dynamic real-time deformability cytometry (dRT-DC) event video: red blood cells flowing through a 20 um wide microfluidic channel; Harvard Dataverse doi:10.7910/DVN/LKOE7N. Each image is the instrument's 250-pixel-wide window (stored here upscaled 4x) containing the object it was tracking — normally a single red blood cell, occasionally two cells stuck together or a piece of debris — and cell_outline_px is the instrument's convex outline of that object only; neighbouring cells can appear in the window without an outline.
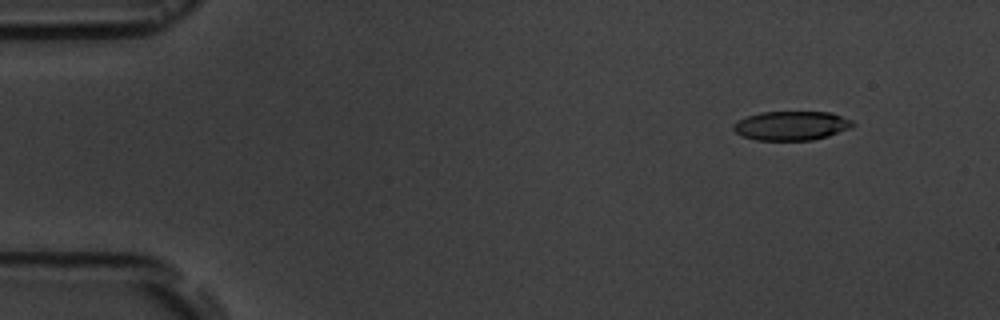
{"species": "common noctule bat (a hibernating species)", "species_latin": "Nyctalus noctula", "temperature_condition": "room temperature", "stored_images_in_passage": 5, "camera_frame_rate_fps": 3000, "um_per_image_px": 0.085, "animal": {"sex": "male", "body_mass_g": 19.5, "forearm_length_mm": 54.6}, "frame": {"image": 1, "passage_image": 2, "time_ms": 1.333, "image_size_px": [1000, 320], "cell_outline_px": [[856, 124], [852, 128], [828, 136], [812, 140], [756, 140], [744, 136], [736, 132], [732, 128], [732, 124], [736, 120], [760, 112], [832, 112], [852, 120]], "centroid_in_image_um": [67.29, 10.68], "position_along_channel_um": 17.7, "area_um2": 20.4}}
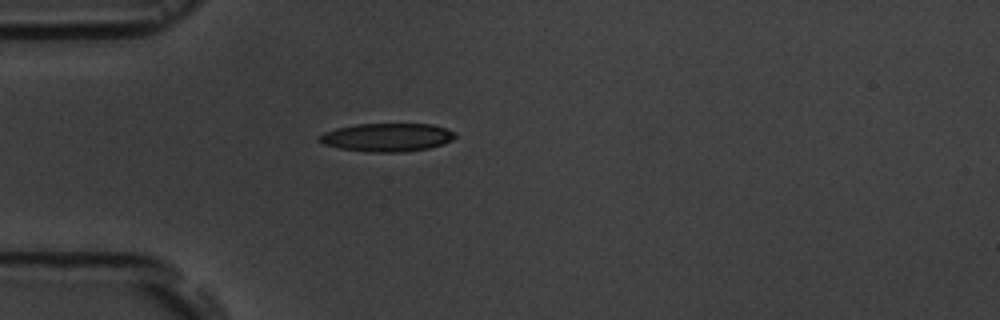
{"frame": {"image": 2, "passage_image": 5, "time_ms": 4.667, "image_size_px": [1000, 320], "cell_outline_px": [[456, 136], [452, 140], [444, 144], [428, 148], [404, 152], [372, 152], [340, 148], [324, 144], [316, 140], [316, 136], [324, 132], [336, 128], [356, 124], [432, 124], [456, 132]], "centroid_in_image_um": [32.88, 11.67], "position_along_channel_um": 52.1, "area_um2": 22.48}}